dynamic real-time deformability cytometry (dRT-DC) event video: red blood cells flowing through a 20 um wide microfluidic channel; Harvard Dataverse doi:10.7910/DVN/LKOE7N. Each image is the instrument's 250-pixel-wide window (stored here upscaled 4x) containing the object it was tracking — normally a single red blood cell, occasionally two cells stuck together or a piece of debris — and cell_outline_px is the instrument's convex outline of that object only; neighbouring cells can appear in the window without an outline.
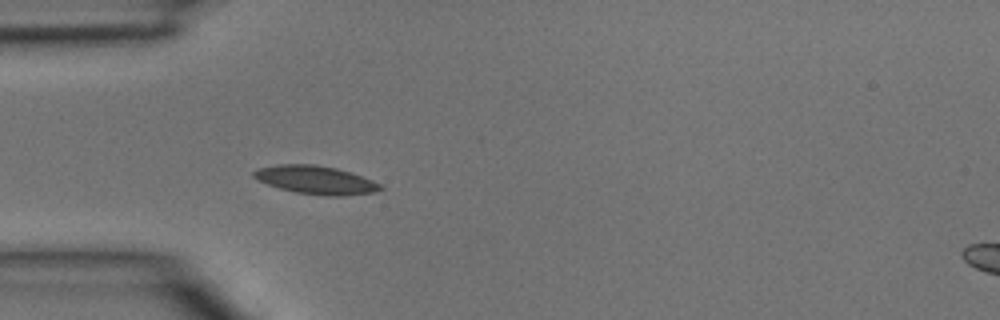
{"species": "common noctule bat (a hibernating species)", "species_latin": "Nyctalus noctula", "temperature_condition": "room temperature", "stored_images_in_passage": 3, "camera_frame_rate_fps": 3000, "um_per_image_px": 0.085, "animal": {"sex": "male", "body_mass_g": 15.6}, "frame": {"image": 1, "passage_image": 3, "time_ms": 0.667, "image_size_px": [1000, 320], "cell_outline_px": [[384, 188], [372, 192], [344, 196], [324, 196], [296, 192], [280, 188], [256, 180], [252, 176], [252, 172], [260, 168], [280, 164], [316, 164], [336, 168], [372, 180], [380, 184]], "centroid_in_image_um": [26.81, 15.3], "position_along_channel_um": 58.2, "area_um2": 20.69}}